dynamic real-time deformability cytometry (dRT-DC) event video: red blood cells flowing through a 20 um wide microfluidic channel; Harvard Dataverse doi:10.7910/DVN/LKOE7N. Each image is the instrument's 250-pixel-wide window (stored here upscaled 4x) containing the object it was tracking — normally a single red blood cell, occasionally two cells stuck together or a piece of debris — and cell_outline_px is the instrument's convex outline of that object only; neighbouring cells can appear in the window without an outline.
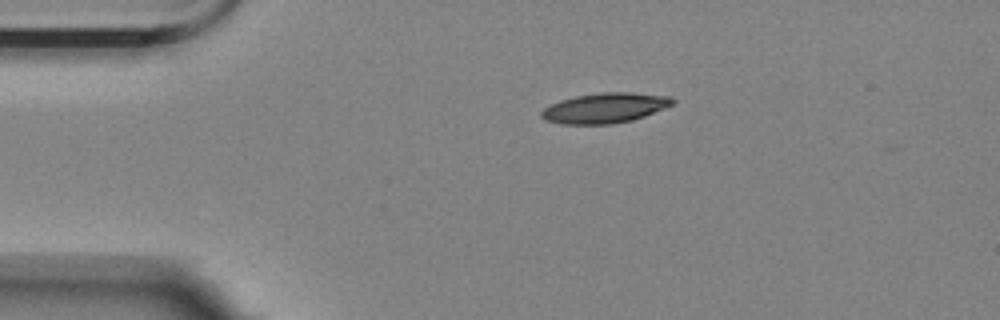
{"species": "Egyptian fruit bat (a non-hibernating species)", "species_latin": "Rousettus aegyptiacus", "temperature_condition": "room temperature", "stored_images_in_passage": 46, "camera_frame_rate_fps": 3000, "um_per_image_px": 0.085, "animal": {"sex": "female"}, "frame": {"image": 1, "passage_image": 1, "time_ms": 0.0, "image_size_px": [1000, 320], "cell_outline_px": [[676, 100], [672, 104], [644, 116], [632, 120], [612, 124], [560, 124], [544, 120], [540, 116], [540, 112], [544, 108], [560, 100], [576, 96], [600, 92], [628, 92], [672, 96]], "centroid_in_image_um": [51.39, 9.18], "position_along_channel_um": 33.6, "area_um2": 23.0}}
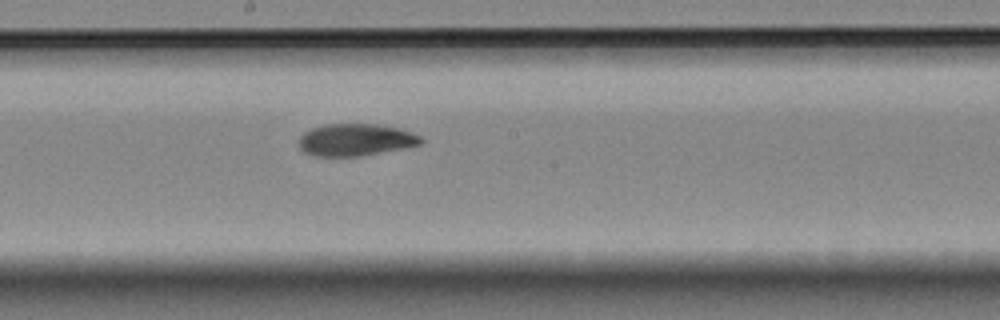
{"frame": {"image": 2, "passage_image": 20, "time_ms": 6.333, "image_size_px": [1000, 320], "cell_outline_px": [[424, 144], [404, 148], [360, 156], [312, 156], [304, 152], [300, 148], [300, 136], [304, 132], [312, 128], [324, 124], [376, 124], [400, 128], [420, 136], [424, 140]], "centroid_in_image_um": [30.24, 11.88], "position_along_channel_um": 218.0, "area_um2": 22.95}}
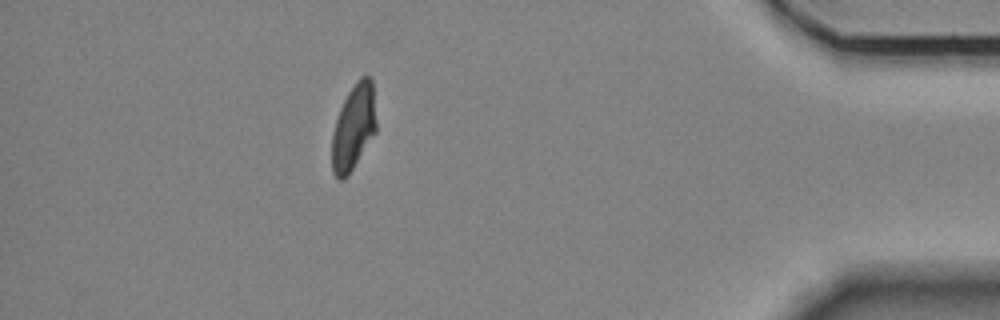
{"frame": {"image": 3, "passage_image": 40, "time_ms": 13.0, "image_size_px": [1000, 320], "cell_outline_px": [[376, 132], [352, 168], [340, 180], [332, 172], [332, 132], [340, 108], [348, 92], [356, 80], [360, 76], [372, 76], [376, 120]], "centroid_in_image_um": [30.06, 10.74], "position_along_channel_um": 405.1, "area_um2": 21.91}, "authors_computed_cell_mechanics": {"area_um2": 23.0333, "velocity_mm_per_s": 3.5147, "shape_relaxation_time_tau1_ms": 6.2539, "shape_relaxation_time_tau2_ms": 3.0929, "deformation_change_tau1": 0.2092, "deformation_change_tau2": 0.0705}}